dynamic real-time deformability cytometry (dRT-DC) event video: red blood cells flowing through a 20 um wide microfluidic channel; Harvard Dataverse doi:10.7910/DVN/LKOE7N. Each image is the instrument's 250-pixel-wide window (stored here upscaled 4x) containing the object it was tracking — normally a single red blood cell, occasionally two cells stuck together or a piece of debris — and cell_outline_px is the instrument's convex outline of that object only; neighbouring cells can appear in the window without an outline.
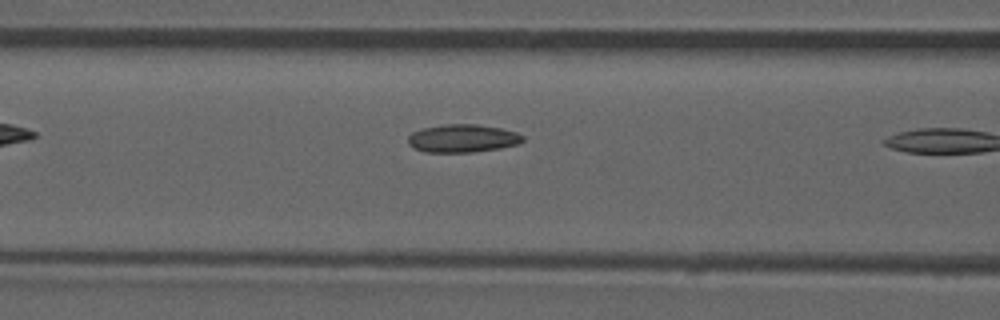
{"species": "common noctule bat (a hibernating species)", "species_latin": "Nyctalus noctula", "temperature_condition": "room temperature", "stored_images_in_passage": 8, "camera_frame_rate_fps": 3000, "um_per_image_px": 0.085, "animal": {"sex": "male", "forearm_length_mm": 52.5}, "frame": {"image": 1, "passage_image": 7, "time_ms": 2.0, "image_size_px": [1000, 320], "cell_outline_px": [[524, 140], [520, 144], [500, 148], [472, 152], [424, 152], [408, 144], [408, 136], [412, 132], [424, 128], [440, 124], [476, 124], [500, 128], [516, 132], [524, 136]], "centroid_in_image_um": [39.33, 11.76], "position_along_channel_um": 127.3, "area_um2": 18.79}}